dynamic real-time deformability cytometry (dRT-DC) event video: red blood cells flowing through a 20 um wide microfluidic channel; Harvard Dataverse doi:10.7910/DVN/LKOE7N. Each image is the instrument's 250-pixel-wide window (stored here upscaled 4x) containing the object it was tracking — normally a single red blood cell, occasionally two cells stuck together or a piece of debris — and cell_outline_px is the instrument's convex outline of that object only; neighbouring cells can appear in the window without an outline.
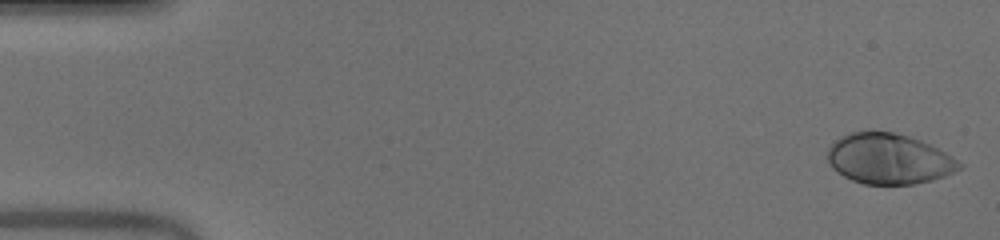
{"species": "human", "species_latin": "Homo sapiens", "temperature_condition": "warm", "stored_images_in_passage": 50, "camera_frame_rate_fps": 3000, "um_per_image_px": 0.085, "donor": {"sex": "male"}, "frame": {"image": 1, "passage_image": 1, "time_ms": 0.0, "image_size_px": [1000, 240], "cell_outline_px": [[964, 164], [960, 168], [944, 176], [932, 180], [912, 184], [864, 184], [852, 180], [844, 176], [832, 168], [828, 160], [828, 148], [840, 136], [848, 132], [892, 132], [908, 136], [920, 140], [952, 156]], "centroid_in_image_um": [75.54, 13.51], "position_along_channel_um": 9.5, "area_um2": 38.38}}
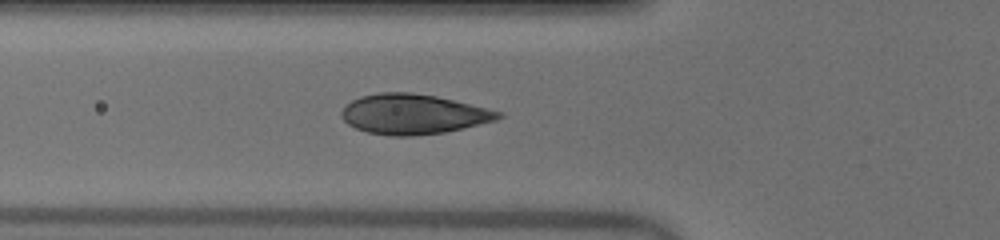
{"frame": {"image": 2, "passage_image": 18, "time_ms": 5.667, "image_size_px": [1000, 240], "cell_outline_px": [[504, 116], [496, 120], [444, 132], [412, 136], [388, 136], [368, 132], [356, 128], [348, 124], [340, 116], [340, 112], [344, 104], [360, 96], [380, 92], [412, 92], [436, 96], [504, 112]], "centroid_in_image_um": [35.08, 9.69], "position_along_channel_um": 90.7, "area_um2": 36.65}}
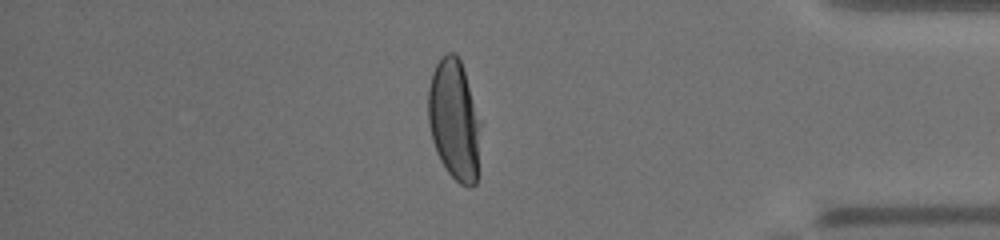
{"frame": {"image": 3, "passage_image": 43, "time_ms": 14.0, "image_size_px": [1000, 240], "cell_outline_px": [[480, 120], [476, 184], [472, 188], [468, 188], [460, 184], [448, 172], [440, 160], [436, 152], [432, 140], [428, 124], [428, 88], [432, 72], [436, 64], [448, 52], [456, 52], [460, 60]], "centroid_in_image_um": [38.59, 10.21], "position_along_channel_um": 396.6, "area_um2": 36.59}, "authors_computed_cell_mechanics": {"area_um2": 38.2347, "velocity_mm_per_s": 4.0267, "shape_relaxation_time_tau1_ms": 3.0225, "shape_relaxation_time_tau2_ms": null, "deformation_change_tau1": 0.2131, "deformation_change_tau2": null}}